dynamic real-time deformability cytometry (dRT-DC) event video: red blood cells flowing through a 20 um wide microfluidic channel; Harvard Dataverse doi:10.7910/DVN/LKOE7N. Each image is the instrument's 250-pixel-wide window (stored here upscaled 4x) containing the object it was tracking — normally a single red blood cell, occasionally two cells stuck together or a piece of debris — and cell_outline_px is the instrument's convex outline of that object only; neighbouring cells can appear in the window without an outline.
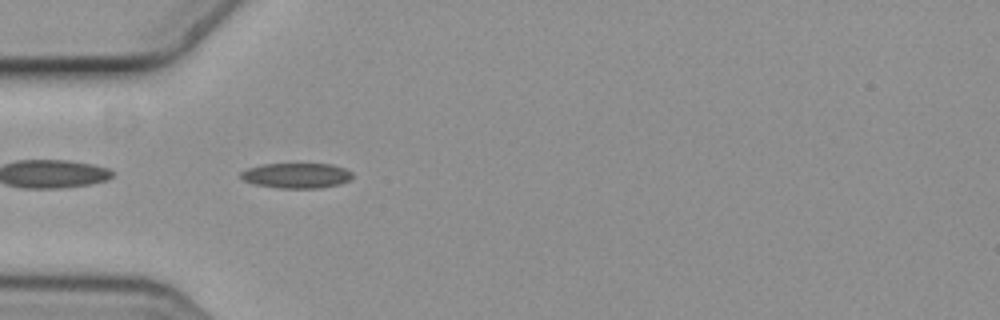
{"species": "common noctule bat (a hibernating species)", "species_latin": "Nyctalus noctula", "temperature_condition": "cold", "stored_images_in_passage": 6, "segment_of_instrument_passage": [2, 2], "camera_frame_rate_fps": 3000, "um_per_image_px": 0.085, "animal": {"sex": "female", "body_mass_g": 19.3, "forearm_length_mm": 54.1}, "frame": {"image": 1, "passage_image": 5, "time_ms": 1.333, "image_size_px": [1000, 320], "cell_outline_px": [[352, 176], [348, 180], [340, 184], [320, 188], [280, 188], [252, 184], [244, 180], [240, 176], [240, 172], [248, 168], [264, 164], [332, 164], [344, 168], [352, 172]], "centroid_in_image_um": [25.19, 14.92], "position_along_channel_um": 59.8, "area_um2": 16.36}}